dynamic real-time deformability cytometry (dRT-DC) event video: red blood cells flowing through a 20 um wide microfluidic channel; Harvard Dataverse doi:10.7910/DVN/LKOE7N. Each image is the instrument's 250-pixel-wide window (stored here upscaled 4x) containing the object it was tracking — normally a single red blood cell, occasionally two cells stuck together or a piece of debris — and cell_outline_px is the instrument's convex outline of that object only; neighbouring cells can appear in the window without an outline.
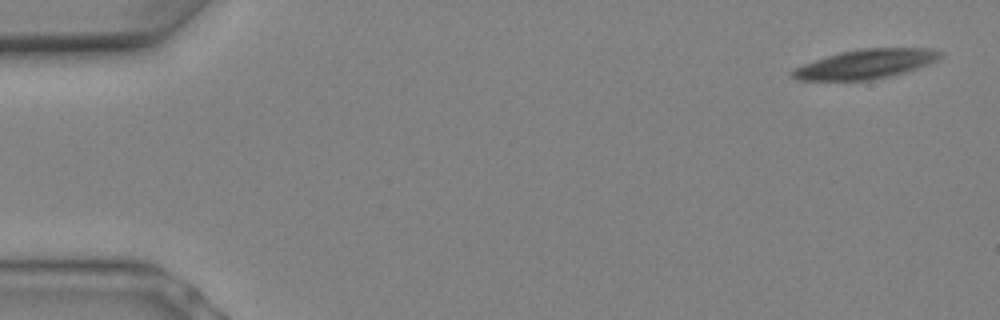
{"species": "Egyptian fruit bat (a non-hibernating species)", "species_latin": "Rousettus aegyptiacus", "temperature_condition": "warm", "stored_images_in_passage": 11, "camera_frame_rate_fps": 3000, "um_per_image_px": 0.085, "animal": {"sex": "female"}, "frame": {"image": 1, "passage_image": 1, "time_ms": 0.0, "image_size_px": [1000, 320], "cell_outline_px": [[944, 56], [928, 64], [892, 76], [868, 80], [796, 80], [788, 72], [804, 64], [840, 52], [860, 48], [932, 48], [944, 52]], "centroid_in_image_um": [73.62, 5.44], "position_along_channel_um": 11.4, "area_um2": 25.2}}
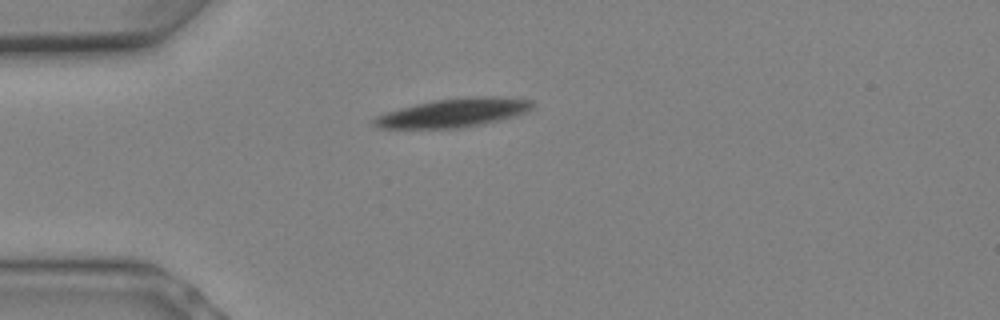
{"frame": {"image": 2, "passage_image": 6, "time_ms": 1.667, "image_size_px": [1000, 320], "cell_outline_px": [[536, 104], [532, 108], [516, 116], [484, 124], [460, 128], [380, 128], [372, 124], [372, 120], [376, 116], [400, 108], [416, 104], [436, 100], [476, 96], [500, 96], [532, 100]], "centroid_in_image_um": [38.6, 9.58], "position_along_channel_um": 46.4, "area_um2": 26.47}}
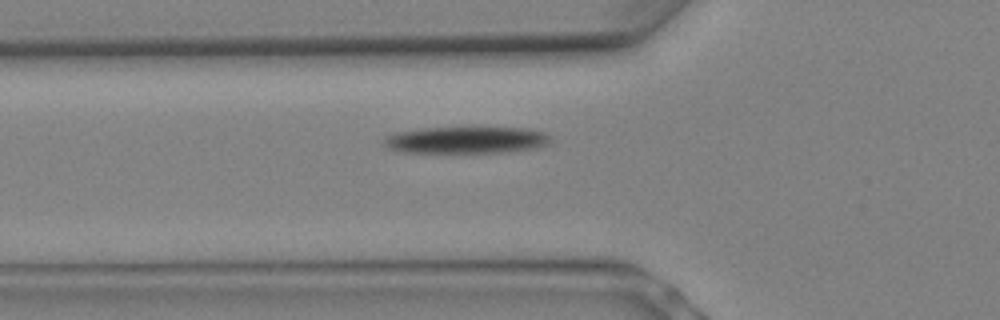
{"frame": {"image": 3, "passage_image": 8, "time_ms": 2.333, "image_size_px": [1000, 320], "cell_outline_px": [[552, 140], [548, 144], [536, 148], [508, 152], [396, 152], [384, 148], [380, 140], [384, 136], [392, 132], [424, 128], [528, 128], [544, 132]], "centroid_in_image_um": [39.51, 11.9], "position_along_channel_um": 86.3, "area_um2": 26.41}}